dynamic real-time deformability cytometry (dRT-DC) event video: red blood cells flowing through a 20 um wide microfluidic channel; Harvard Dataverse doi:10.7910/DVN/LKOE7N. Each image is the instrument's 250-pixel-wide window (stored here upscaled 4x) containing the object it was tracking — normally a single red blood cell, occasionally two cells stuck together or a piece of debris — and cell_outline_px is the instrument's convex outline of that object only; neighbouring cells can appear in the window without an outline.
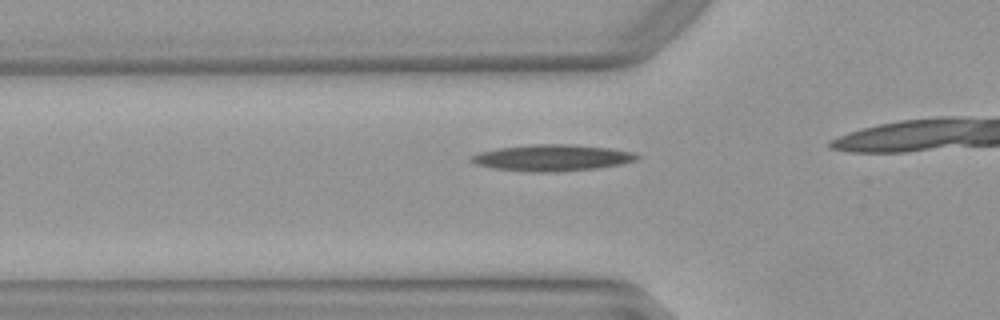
{"species": "Egyptian fruit bat (a non-hibernating species)", "species_latin": "Rousettus aegyptiacus", "temperature_condition": "warm", "stored_images_in_passage": 26, "camera_frame_rate_fps": 3000, "um_per_image_px": 0.085, "animal": {"sex": "female"}, "frame": {"image": 1, "passage_image": 3, "time_ms": 0.667, "image_size_px": [1000, 320], "cell_outline_px": [[640, 156], [636, 160], [620, 164], [596, 168], [556, 172], [524, 172], [492, 168], [476, 164], [468, 160], [472, 156], [480, 152], [500, 148], [532, 144], [572, 144], [608, 148], [636, 152]], "centroid_in_image_um": [46.93, 13.41], "position_along_channel_um": 78.9, "area_um2": 25.55}}
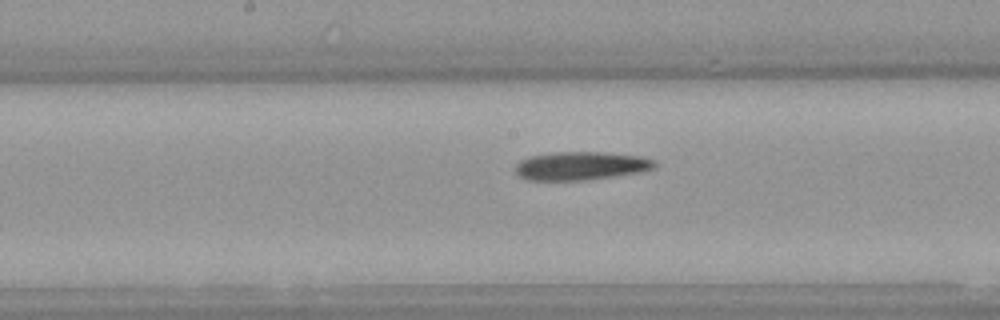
{"frame": {"image": 2, "passage_image": 12, "time_ms": 3.667, "image_size_px": [1000, 320], "cell_outline_px": [[656, 168], [636, 172], [612, 176], [584, 180], [528, 180], [520, 176], [516, 172], [516, 164], [520, 160], [528, 156], [556, 152], [604, 152], [640, 156], [656, 160]], "centroid_in_image_um": [49.36, 14.08], "position_along_channel_um": 198.8, "area_um2": 22.89}}
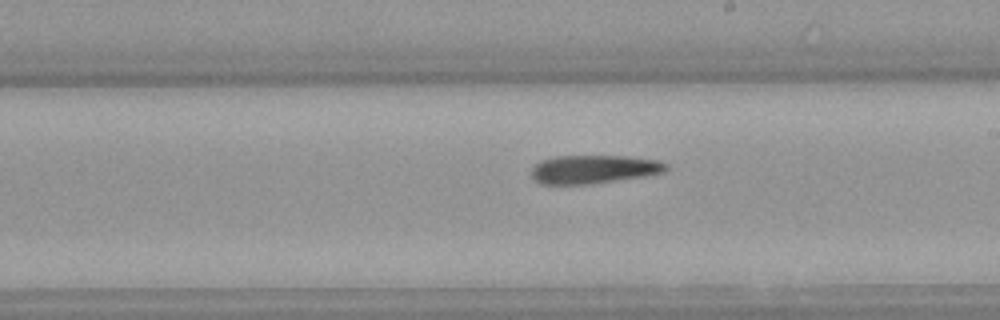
{"frame": {"image": 3, "passage_image": 15, "time_ms": 4.667, "image_size_px": [1000, 320], "cell_outline_px": [[668, 168], [664, 172], [644, 176], [592, 184], [540, 184], [532, 180], [532, 168], [540, 160], [556, 156], [624, 156], [656, 160], [668, 164]], "centroid_in_image_um": [50.43, 14.39], "position_along_channel_um": 238.6, "area_um2": 22.37}}